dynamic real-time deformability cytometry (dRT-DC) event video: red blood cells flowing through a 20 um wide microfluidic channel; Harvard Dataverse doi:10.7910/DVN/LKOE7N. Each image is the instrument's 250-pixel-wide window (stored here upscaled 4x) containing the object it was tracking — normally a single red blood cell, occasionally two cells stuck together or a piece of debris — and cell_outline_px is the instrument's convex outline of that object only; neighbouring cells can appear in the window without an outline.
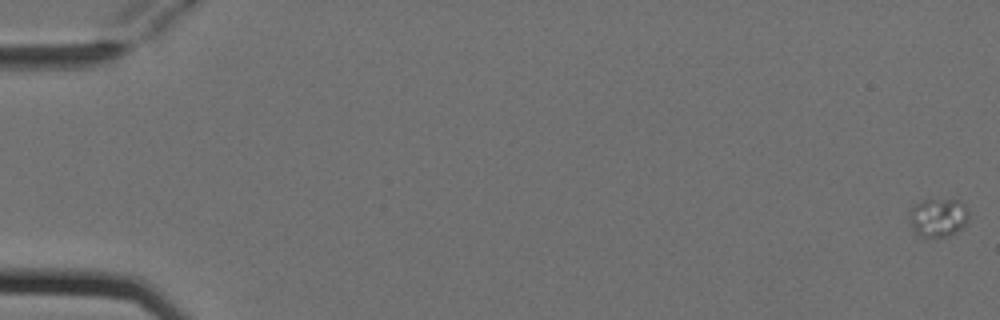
{"species": "Egyptian fruit bat (a non-hibernating species)", "species_latin": "Rousettus aegyptiacus", "temperature_condition": "cold", "stored_images_in_passage": 5, "camera_frame_rate_fps": 3000, "um_per_image_px": 0.085, "animal": {"sex": "female"}, "frame": {"image": 1, "passage_image": 1, "time_ms": 0.0, "image_size_px": [1000, 320], "cell_outline_px": [[968, 224], [964, 228], [948, 236], [936, 240], [920, 236], [908, 224], [912, 204], [920, 200], [956, 200], [964, 204], [968, 212]], "centroid_in_image_um": [79.73, 18.53], "position_along_channel_um": 5.3, "area_um2": 13.87}}